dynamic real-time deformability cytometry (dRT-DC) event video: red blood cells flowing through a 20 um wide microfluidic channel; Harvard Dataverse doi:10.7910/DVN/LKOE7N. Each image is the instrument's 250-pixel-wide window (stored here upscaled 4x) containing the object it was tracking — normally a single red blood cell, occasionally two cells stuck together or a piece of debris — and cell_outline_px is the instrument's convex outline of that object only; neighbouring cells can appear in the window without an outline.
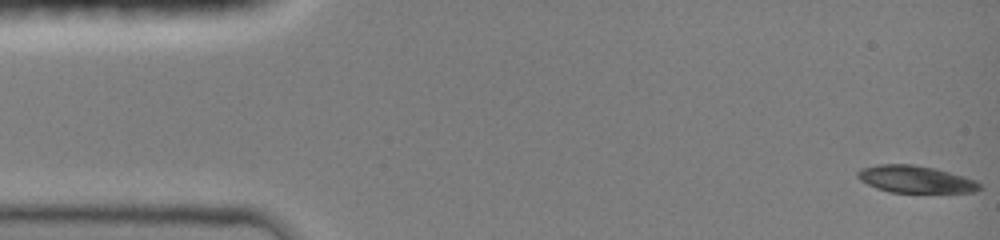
{"species": "common noctule bat (a hibernating species)", "species_latin": "Nyctalus noctula", "temperature_condition": "room temperature", "stored_images_in_passage": 47, "camera_frame_rate_fps": 3000, "um_per_image_px": 0.085, "animal": {"sex": "female", "body_mass_g": 19.0, "forearm_length_mm": 51.5}, "frame": {"image": 1, "passage_image": 1, "time_ms": 0.0, "image_size_px": [1000, 240], "cell_outline_px": [[984, 188], [972, 192], [888, 192], [876, 188], [860, 180], [856, 176], [856, 172], [860, 168], [876, 164], [912, 164], [936, 168], [964, 176], [976, 180]], "centroid_in_image_um": [77.8, 15.22], "position_along_channel_um": 7.2, "area_um2": 19.48}}
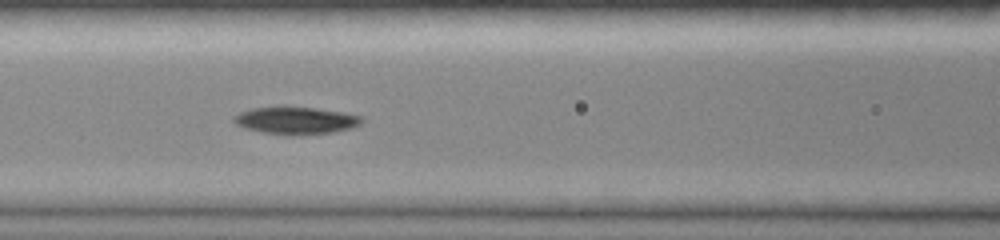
{"frame": {"image": 2, "passage_image": 20, "time_ms": 6.333, "image_size_px": [1000, 240], "cell_outline_px": [[364, 120], [360, 124], [352, 128], [332, 132], [292, 136], [264, 132], [244, 128], [236, 124], [232, 120], [232, 116], [240, 112], [252, 108], [284, 104], [316, 108], [340, 112], [360, 116]], "centroid_in_image_um": [25.09, 10.21], "position_along_channel_um": 141.5, "area_um2": 20.92}}
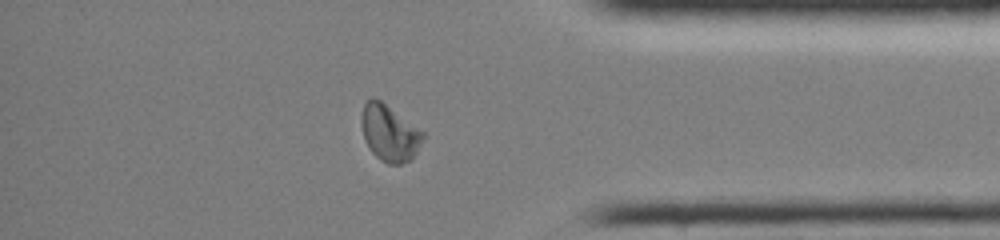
{"frame": {"image": 3, "passage_image": 40, "time_ms": 13.0, "image_size_px": [1000, 240], "cell_outline_px": [[424, 136], [416, 152], [408, 160], [400, 164], [388, 164], [380, 160], [372, 152], [364, 140], [360, 120], [360, 116], [364, 104], [372, 96], [380, 100], [424, 132]], "centroid_in_image_um": [33.06, 11.29], "position_along_channel_um": 402.1, "area_um2": 20.0}, "authors_computed_cell_mechanics": {"area_um2": 20.0566, "velocity_mm_per_s": 4.0505, "shape_relaxation_time_tau1_ms": 3.4453, "shape_relaxation_time_tau2_ms": null, "deformation_change_tau1": 0.141, "deformation_change_tau2": null}}